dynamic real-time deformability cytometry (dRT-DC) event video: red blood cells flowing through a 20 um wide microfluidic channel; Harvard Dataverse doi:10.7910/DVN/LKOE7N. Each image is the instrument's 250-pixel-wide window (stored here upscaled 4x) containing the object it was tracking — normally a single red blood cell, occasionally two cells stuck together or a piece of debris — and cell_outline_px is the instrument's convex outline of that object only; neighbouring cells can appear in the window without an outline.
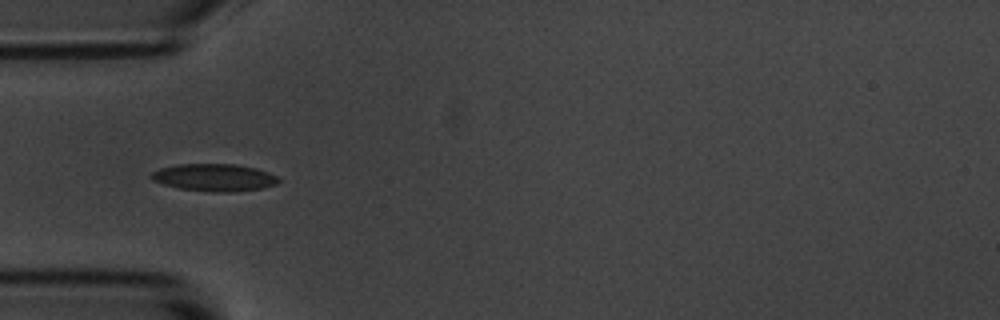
{"species": "common noctule bat (a hibernating species)", "species_latin": "Nyctalus noctula", "temperature_condition": "room temperature", "stored_images_in_passage": 6, "camera_frame_rate_fps": 3000, "um_per_image_px": 0.085, "animal": {"sex": "male", "body_mass_g": 20.1, "forearm_length_mm": 53.5}, "frame": {"image": 1, "passage_image": 4, "time_ms": 1.0, "image_size_px": [1000, 320], "cell_outline_px": [[280, 180], [276, 184], [260, 188], [232, 192], [212, 192], [180, 188], [164, 184], [152, 180], [148, 176], [152, 172], [160, 168], [176, 164], [236, 164], [256, 168], [268, 172], [276, 176]], "centroid_in_image_um": [18.19, 15.08], "position_along_channel_um": 66.8, "area_um2": 20.23}}
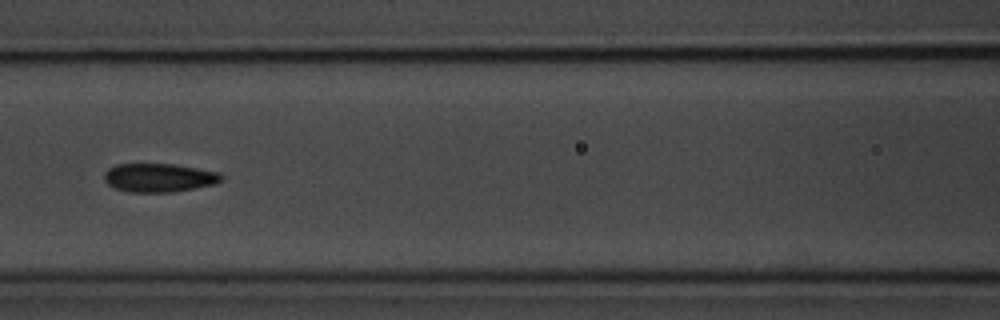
{"frame": {"image": 2, "passage_image": 6, "time_ms": 1.667, "image_size_px": [1000, 320], "cell_outline_px": [[224, 176], [216, 184], [196, 188], [172, 192], [128, 192], [116, 188], [108, 184], [104, 180], [104, 172], [108, 168], [116, 164], [176, 164], [220, 172]], "centroid_in_image_um": [13.53, 15.1], "position_along_channel_um": 153.1, "area_um2": 19.71}}